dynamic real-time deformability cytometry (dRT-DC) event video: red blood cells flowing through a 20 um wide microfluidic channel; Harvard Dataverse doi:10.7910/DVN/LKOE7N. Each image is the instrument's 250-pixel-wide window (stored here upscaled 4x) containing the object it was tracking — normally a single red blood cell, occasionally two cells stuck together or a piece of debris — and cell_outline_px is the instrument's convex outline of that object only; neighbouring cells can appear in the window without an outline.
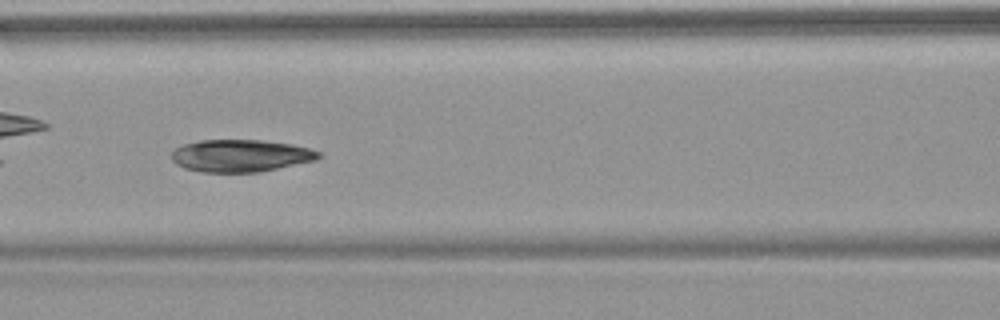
{"species": "common noctule bat (a hibernating species)", "species_latin": "Nyctalus noctula", "temperature_condition": "warm", "stored_images_in_passage": 6, "camera_frame_rate_fps": 3000, "um_per_image_px": 0.085, "animal": {"sex": "female", "body_mass_g": 18.4}, "frame": {"image": 1, "passage_image": 6, "time_ms": 6.0, "image_size_px": [1000, 320], "cell_outline_px": [[324, 156], [316, 160], [260, 172], [200, 172], [184, 168], [176, 164], [172, 160], [172, 152], [176, 148], [184, 144], [200, 140], [260, 140], [292, 144], [308, 148], [320, 152]], "centroid_in_image_um": [20.47, 13.24], "position_along_channel_um": 146.1, "area_um2": 27.74}}